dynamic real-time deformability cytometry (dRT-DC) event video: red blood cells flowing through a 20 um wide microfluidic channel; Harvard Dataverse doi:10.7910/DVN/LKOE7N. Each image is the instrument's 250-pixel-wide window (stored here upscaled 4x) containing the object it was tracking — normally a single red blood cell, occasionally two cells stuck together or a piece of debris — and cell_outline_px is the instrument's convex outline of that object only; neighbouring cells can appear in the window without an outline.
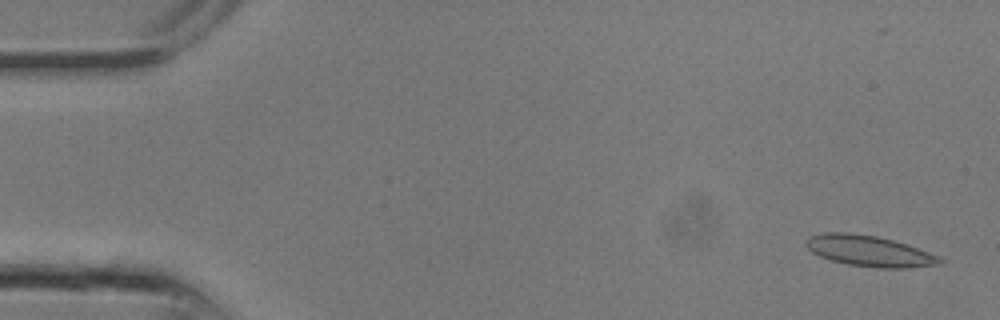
{"species": "common noctule bat (a hibernating species)", "species_latin": "Nyctalus noctula", "temperature_condition": "room temperature", "stored_images_in_passage": 26, "camera_frame_rate_fps": 3000, "um_per_image_px": 0.085, "animal": {"sex": "male", "body_mass_g": 13.3}, "frame": {"image": 1, "passage_image": 1, "time_ms": 0.0, "image_size_px": [1000, 320], "cell_outline_px": [[944, 260], [940, 264], [908, 268], [876, 268], [848, 264], [832, 260], [820, 256], [812, 252], [804, 244], [804, 240], [808, 236], [824, 232], [848, 232], [876, 236], [908, 244], [940, 256]], "centroid_in_image_um": [73.88, 21.33], "position_along_channel_um": 11.1, "area_um2": 24.28}}
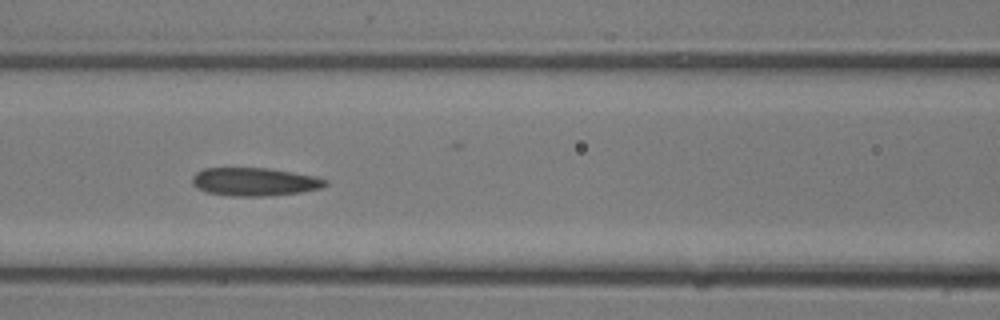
{"frame": {"image": 2, "passage_image": 11, "time_ms": 3.333, "image_size_px": [1000, 320], "cell_outline_px": [[328, 184], [320, 188], [300, 192], [272, 196], [232, 196], [208, 192], [196, 188], [192, 184], [192, 176], [196, 172], [204, 168], [268, 168], [316, 176], [328, 180]], "centroid_in_image_um": [21.64, 15.45], "position_along_channel_um": 145.0, "area_um2": 21.96}}
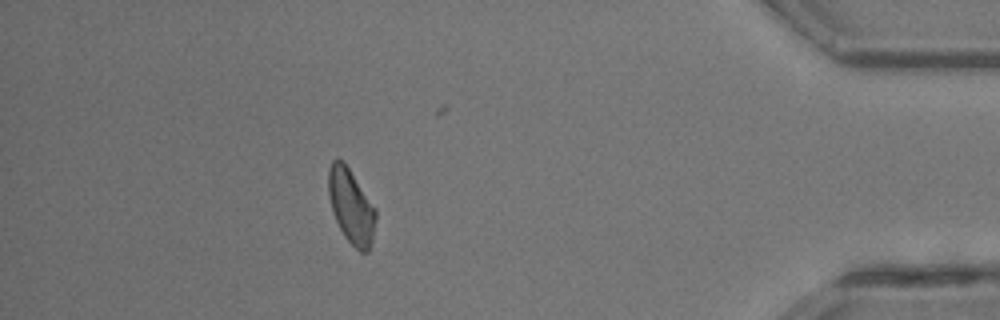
{"frame": {"image": 3, "passage_image": 23, "time_ms": 7.333, "image_size_px": [1000, 320], "cell_outline_px": [[376, 220], [372, 244], [368, 252], [360, 252], [344, 236], [336, 220], [328, 196], [328, 168], [332, 160], [344, 160], [376, 208]], "centroid_in_image_um": [29.86, 17.52], "position_along_channel_um": 405.3, "area_um2": 20.69}}